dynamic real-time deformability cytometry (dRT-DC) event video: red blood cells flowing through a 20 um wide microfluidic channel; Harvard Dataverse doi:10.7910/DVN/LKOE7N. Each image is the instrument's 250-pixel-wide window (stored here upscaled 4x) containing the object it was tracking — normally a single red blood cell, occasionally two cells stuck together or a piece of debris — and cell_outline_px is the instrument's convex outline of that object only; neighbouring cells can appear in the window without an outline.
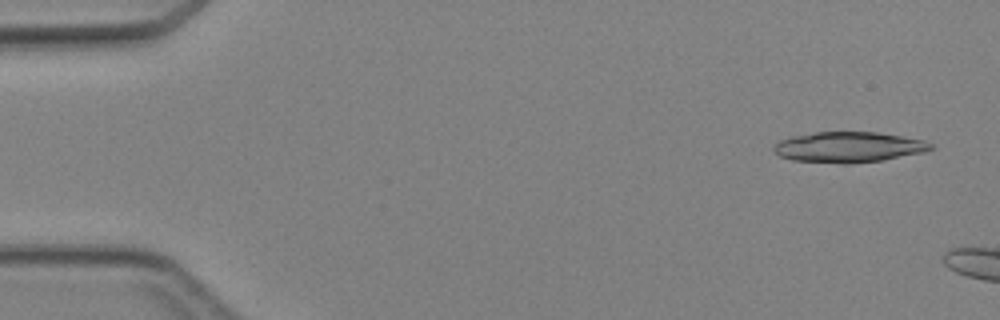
{"species": "Egyptian fruit bat (a non-hibernating species)", "species_latin": "Rousettus aegyptiacus", "temperature_condition": "cold", "stored_images_in_passage": 5, "camera_frame_rate_fps": 3000, "um_per_image_px": 0.085, "animal": {"sex": "female"}, "frame": {"image": 1, "passage_image": 2, "time_ms": 0.333, "image_size_px": [1000, 320], "cell_outline_px": [[936, 148], [924, 152], [884, 160], [848, 164], [840, 164], [792, 160], [780, 156], [772, 148], [780, 140], [792, 136], [816, 132], [876, 132], [924, 140], [932, 144]], "centroid_in_image_um": [72.15, 12.51], "position_along_channel_um": 12.8, "area_um2": 28.03}}